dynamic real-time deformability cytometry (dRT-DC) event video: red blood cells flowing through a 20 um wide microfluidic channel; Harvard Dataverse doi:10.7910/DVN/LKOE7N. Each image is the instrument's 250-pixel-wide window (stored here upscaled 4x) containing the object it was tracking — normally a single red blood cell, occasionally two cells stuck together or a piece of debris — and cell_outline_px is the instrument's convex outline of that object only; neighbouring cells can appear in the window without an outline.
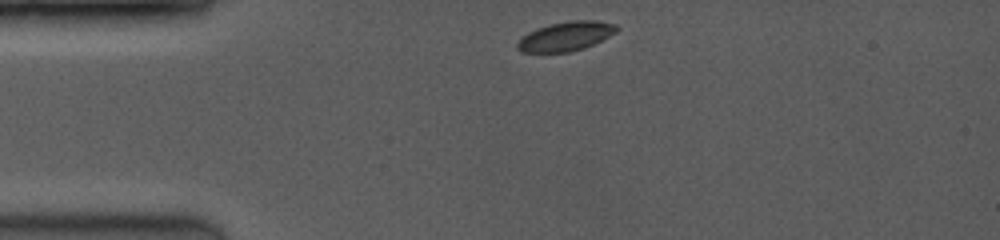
{"species": "common noctule bat (a hibernating species)", "species_latin": "Nyctalus noctula", "temperature_condition": "room temperature", "stored_images_in_passage": 27, "camera_frame_rate_fps": 3500, "um_per_image_px": 0.085, "animal": {"sex": "female", "body_mass_g": 19.0, "forearm_length_mm": 53.3}, "frame": {"image": 1, "passage_image": 1, "time_ms": 0.0, "image_size_px": [1000, 240], "cell_outline_px": [[620, 28], [616, 32], [584, 48], [568, 52], [520, 52], [516, 48], [516, 44], [528, 32], [536, 28], [548, 24], [568, 20], [596, 20], [616, 24]], "centroid_in_image_um": [48.08, 3.07], "position_along_channel_um": 36.9, "area_um2": 16.94}}
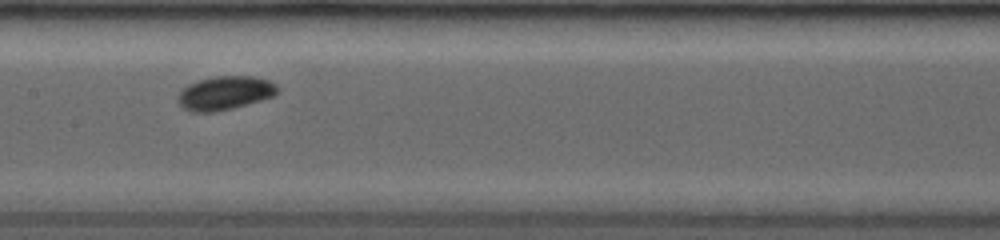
{"frame": {"image": 2, "passage_image": 11, "time_ms": 4.571, "image_size_px": [1000, 240], "cell_outline_px": [[280, 88], [272, 96], [260, 100], [232, 108], [216, 112], [192, 112], [184, 108], [176, 100], [176, 96], [188, 84], [196, 80], [212, 76], [252, 76], [268, 80], [276, 84]], "centroid_in_image_um": [19.08, 7.89], "position_along_channel_um": 188.3, "area_um2": 19.59}}
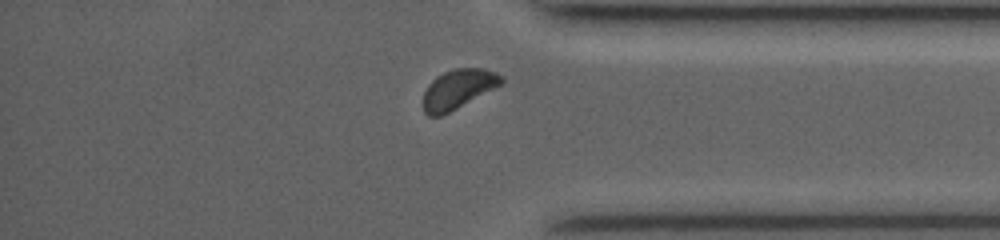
{"frame": {"image": 3, "passage_image": 24, "time_ms": 9.714, "image_size_px": [1000, 240], "cell_outline_px": [[504, 84], [440, 116], [428, 116], [424, 112], [424, 92], [428, 84], [436, 76], [444, 72], [456, 68], [484, 68], [496, 72], [504, 76]], "centroid_in_image_um": [38.98, 7.55], "position_along_channel_um": 396.2, "area_um2": 17.98}, "authors_computed_cell_mechanics": {"area_um2": 18.3226, "velocity_mm_per_s": 4.0822, "shape_relaxation_time_tau1_ms": 1.6633, "shape_relaxation_time_tau2_ms": null, "deformation_change_tau1": 0.0419, "deformation_change_tau2": null}}